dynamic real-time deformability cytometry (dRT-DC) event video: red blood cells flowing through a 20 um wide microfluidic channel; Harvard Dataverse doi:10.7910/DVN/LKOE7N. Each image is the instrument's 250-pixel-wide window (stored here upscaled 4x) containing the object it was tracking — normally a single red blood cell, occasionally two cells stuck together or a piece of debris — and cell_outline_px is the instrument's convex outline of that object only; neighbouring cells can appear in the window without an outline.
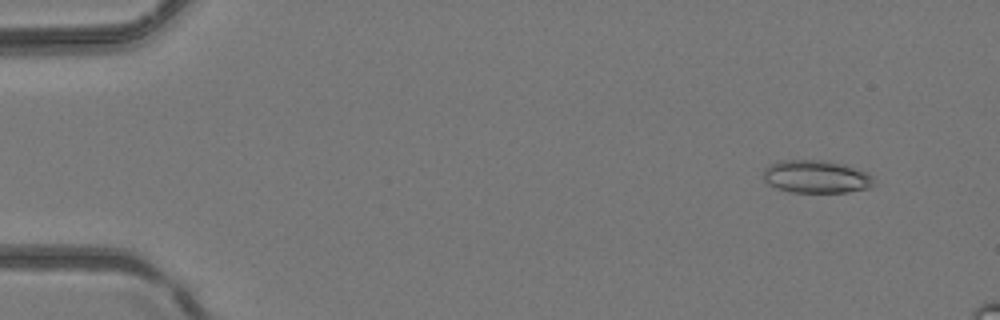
{"species": "common noctule bat (a hibernating species)", "species_latin": "Nyctalus noctula", "temperature_condition": "room temperature", "stored_images_in_passage": 5, "camera_frame_rate_fps": 3000, "um_per_image_px": 0.085, "animal": {"sex": "female", "body_mass_g": 24.6, "forearm_length_mm": 56.2}, "frame": {"image": 1, "passage_image": 2, "time_ms": 0.333, "image_size_px": [1000, 320], "cell_outline_px": [[876, 184], [868, 188], [848, 192], [792, 192], [776, 188], [768, 184], [764, 180], [764, 168], [768, 164], [780, 160], [824, 160], [844, 164], [864, 172], [872, 176]], "centroid_in_image_um": [69.35, 15.01], "position_along_channel_um": 15.7, "area_um2": 21.21}}